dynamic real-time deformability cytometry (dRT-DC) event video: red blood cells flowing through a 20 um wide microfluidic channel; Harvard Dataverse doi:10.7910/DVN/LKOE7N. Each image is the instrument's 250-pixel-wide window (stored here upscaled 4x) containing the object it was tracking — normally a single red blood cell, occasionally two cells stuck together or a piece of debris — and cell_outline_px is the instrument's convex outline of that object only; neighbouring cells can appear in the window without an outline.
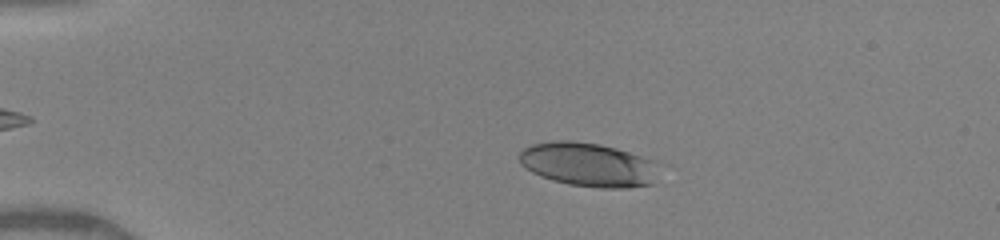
{"species": "human", "species_latin": "Homo sapiens", "temperature_condition": "warm", "stored_images_in_passage": 43, "camera_frame_rate_fps": 3000, "um_per_image_px": 0.085, "donor": {"sex": "female"}, "frame": {"image": 1, "passage_image": 10, "time_ms": 3.0, "image_size_px": [1000, 240], "cell_outline_px": [[652, 184], [628, 188], [600, 188], [568, 184], [552, 180], [540, 176], [532, 172], [520, 164], [520, 152], [524, 148], [532, 144], [552, 140], [572, 140], [600, 144], [616, 148], [652, 160]], "centroid_in_image_um": [49.89, 13.98], "position_along_channel_um": 35.1, "area_um2": 35.2}}
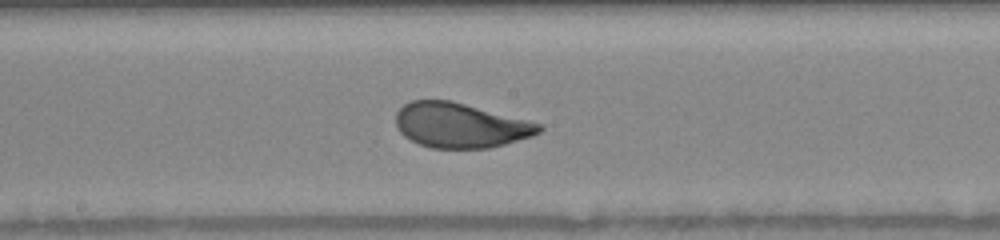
{"frame": {"image": 2, "passage_image": 27, "time_ms": 8.667, "image_size_px": [1000, 240], "cell_outline_px": [[544, 128], [540, 132], [532, 136], [504, 144], [488, 148], [432, 148], [420, 144], [404, 136], [396, 128], [396, 112], [404, 104], [412, 100], [452, 100], [544, 124]], "centroid_in_image_um": [39.14, 10.64], "position_along_channel_um": 209.1, "area_um2": 37.57}}
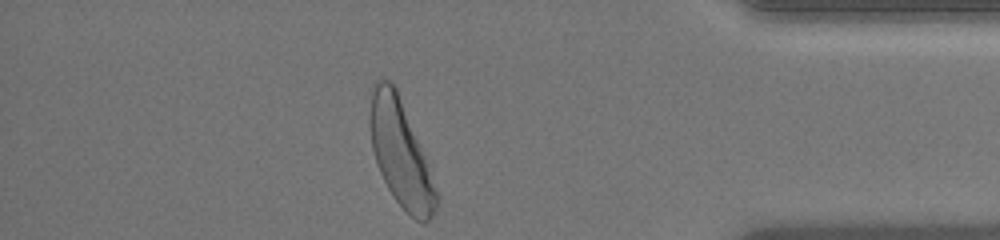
{"frame": {"image": 3, "passage_image": 43, "time_ms": 14.0, "image_size_px": [1000, 240], "cell_outline_px": [[436, 208], [432, 216], [428, 220], [416, 220], [396, 200], [388, 188], [380, 172], [372, 148], [368, 124], [368, 120], [372, 92], [376, 80], [380, 76], [388, 80], [396, 88], [424, 156], [436, 192]], "centroid_in_image_um": [33.98, 12.97], "position_along_channel_um": 401.2, "area_um2": 39.71}, "authors_computed_cell_mechanics": {"area_um2": 37.6856, "velocity_mm_per_s": 4.0989, "shape_relaxation_time_tau1_ms": 2.607, "shape_relaxation_time_tau2_ms": null, "deformation_change_tau1": 0.1631, "deformation_change_tau2": null}}